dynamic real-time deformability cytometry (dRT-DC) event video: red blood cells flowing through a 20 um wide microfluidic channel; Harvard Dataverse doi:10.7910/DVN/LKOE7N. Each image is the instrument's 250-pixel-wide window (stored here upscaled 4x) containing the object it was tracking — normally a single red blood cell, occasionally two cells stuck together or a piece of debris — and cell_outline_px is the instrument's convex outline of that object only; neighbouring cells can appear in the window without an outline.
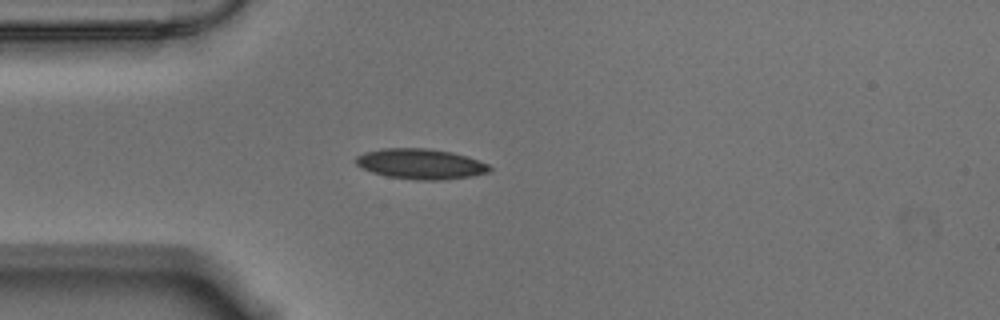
{"species": "Egyptian fruit bat (a non-hibernating species)", "species_latin": "Rousettus aegyptiacus", "temperature_condition": "warm", "stored_images_in_passage": 42, "camera_frame_rate_fps": 3000, "um_per_image_px": 0.085, "animal": {"sex": "male"}, "frame": {"image": 1, "passage_image": 1, "time_ms": 0.0, "image_size_px": [1000, 320], "cell_outline_px": [[492, 168], [488, 172], [468, 176], [440, 180], [416, 180], [388, 176], [372, 172], [356, 164], [356, 156], [364, 152], [380, 148], [428, 148], [452, 152], [468, 156], [488, 164]], "centroid_in_image_um": [35.74, 13.92], "position_along_channel_um": 49.3, "area_um2": 23.52}}
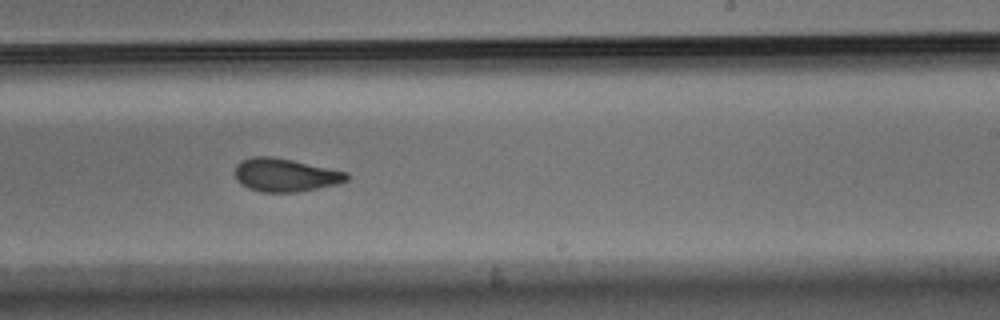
{"frame": {"image": 2, "passage_image": 20, "time_ms": 6.333, "image_size_px": [1000, 320], "cell_outline_px": [[352, 176], [348, 180], [340, 184], [296, 192], [260, 192], [248, 188], [240, 184], [236, 180], [236, 164], [240, 160], [252, 156], [272, 156], [292, 160], [348, 172]], "centroid_in_image_um": [24.27, 14.88], "position_along_channel_um": 264.7, "area_um2": 21.91}}
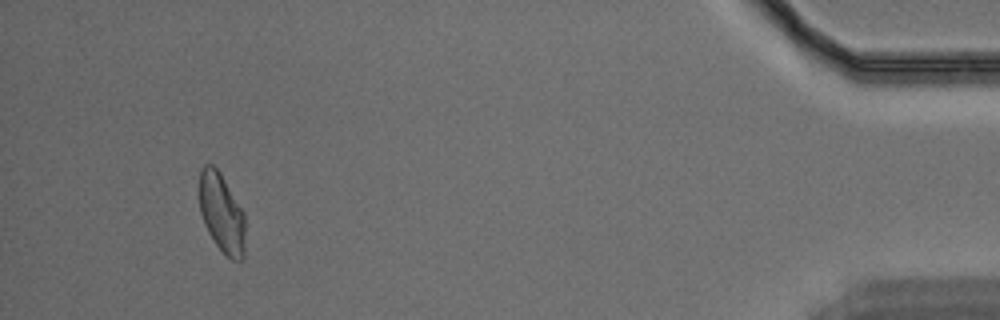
{"frame": {"image": 3, "passage_image": 39, "time_ms": 12.667, "image_size_px": [1000, 320], "cell_outline_px": [[244, 260], [232, 260], [216, 244], [208, 232], [204, 224], [200, 212], [200, 168], [204, 164], [212, 164], [220, 172], [244, 212]], "centroid_in_image_um": [18.84, 18.09], "position_along_channel_um": 416.4, "area_um2": 21.04}, "authors_computed_cell_mechanics": {"area_um2": 22.2241, "velocity_mm_per_s": 3.5369, "shape_relaxation_time_tau1_ms": null, "shape_relaxation_time_tau2_ms": 2.0041, "deformation_change_tau1": null, "deformation_change_tau2": 0.0726}}